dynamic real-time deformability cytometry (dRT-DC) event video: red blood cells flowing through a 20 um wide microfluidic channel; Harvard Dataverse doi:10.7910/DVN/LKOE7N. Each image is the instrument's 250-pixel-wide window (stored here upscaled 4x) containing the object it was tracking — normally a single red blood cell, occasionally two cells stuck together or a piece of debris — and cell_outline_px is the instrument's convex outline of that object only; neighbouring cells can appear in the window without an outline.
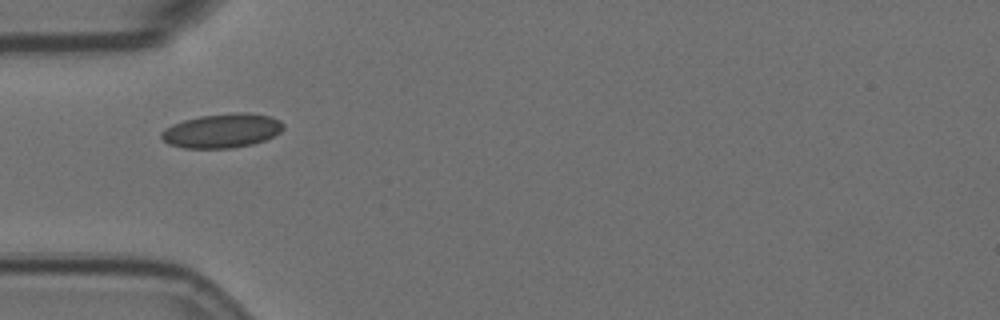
{"species": "Egyptian fruit bat (a non-hibernating species)", "species_latin": "Rousettus aegyptiacus", "temperature_condition": "room temperature", "stored_images_in_passage": 40, "camera_frame_rate_fps": 3000, "um_per_image_px": 0.085, "animal": {"sex": "female"}, "frame": {"image": 1, "passage_image": 1, "time_ms": 0.0, "image_size_px": [1000, 320], "cell_outline_px": [[284, 128], [280, 132], [264, 140], [252, 144], [232, 148], [184, 148], [168, 144], [160, 136], [160, 132], [164, 128], [172, 124], [184, 120], [200, 116], [236, 112], [248, 112], [272, 116], [280, 120], [284, 124]], "centroid_in_image_um": [18.87, 11.1], "position_along_channel_um": 66.1, "area_um2": 24.45}}
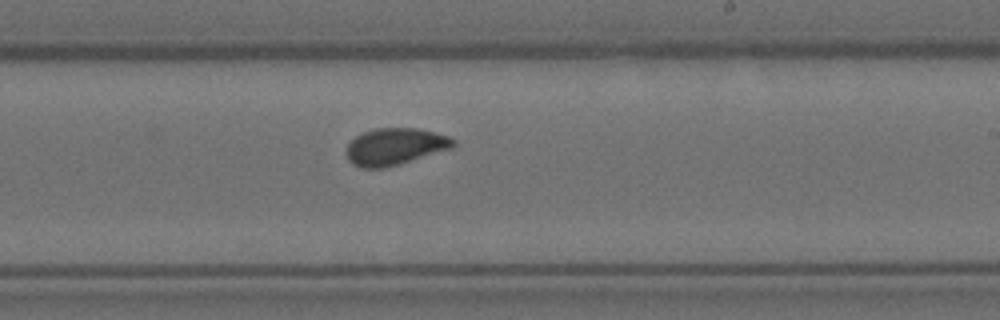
{"frame": {"image": 2, "passage_image": 17, "time_ms": 5.333, "image_size_px": [1000, 320], "cell_outline_px": [[456, 144], [452, 148], [384, 168], [360, 168], [352, 164], [348, 160], [348, 144], [356, 136], [364, 132], [376, 128], [416, 128], [448, 136], [456, 140]], "centroid_in_image_um": [33.57, 12.46], "position_along_channel_um": 255.4, "area_um2": 22.66}}
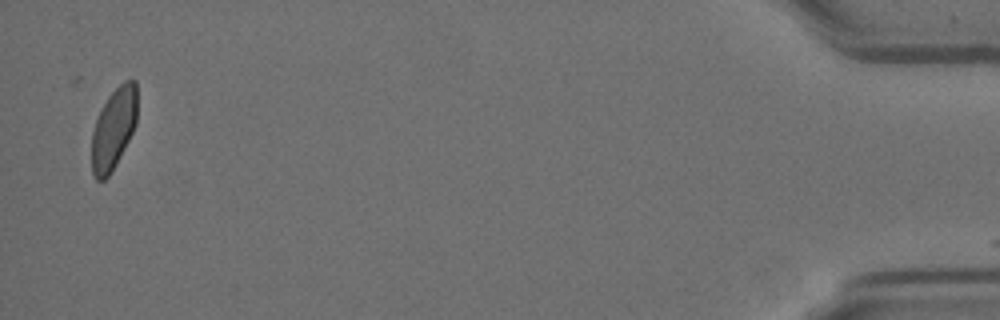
{"frame": {"image": 3, "passage_image": 39, "time_ms": 12.667, "image_size_px": [1000, 320], "cell_outline_px": [[136, 124], [116, 164], [108, 176], [104, 180], [96, 180], [92, 172], [92, 132], [96, 120], [108, 96], [124, 80], [136, 80]], "centroid_in_image_um": [9.65, 10.94], "position_along_channel_um": 425.6, "area_um2": 21.15}}